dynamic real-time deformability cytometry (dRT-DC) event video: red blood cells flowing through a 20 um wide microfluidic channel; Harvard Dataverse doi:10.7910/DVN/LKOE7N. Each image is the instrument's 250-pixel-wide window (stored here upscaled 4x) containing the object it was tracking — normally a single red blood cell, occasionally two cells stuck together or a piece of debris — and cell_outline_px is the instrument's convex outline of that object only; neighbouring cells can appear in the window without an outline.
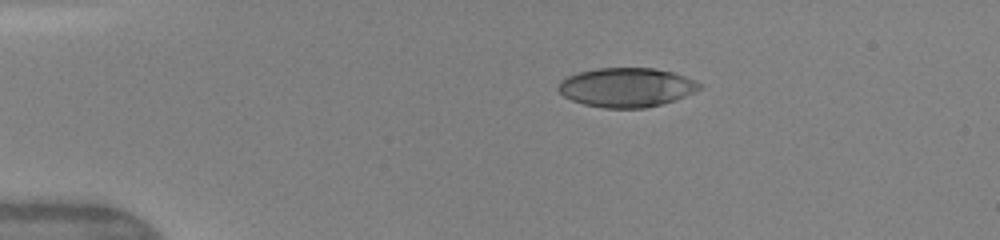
{"species": "human", "species_latin": "Homo sapiens", "temperature_condition": "warm", "stored_images_in_passage": 40, "camera_frame_rate_fps": 3000, "um_per_image_px": 0.085, "donor": {"sex": "female"}, "frame": {"image": 1, "passage_image": 1, "time_ms": 0.0, "image_size_px": [1000, 240], "cell_outline_px": [[704, 88], [684, 96], [660, 104], [644, 108], [604, 108], [584, 104], [572, 100], [564, 96], [556, 88], [560, 80], [576, 72], [596, 68], [656, 68], [672, 72], [696, 80], [704, 84]], "centroid_in_image_um": [53.25, 7.41], "position_along_channel_um": 31.7, "area_um2": 32.43}}
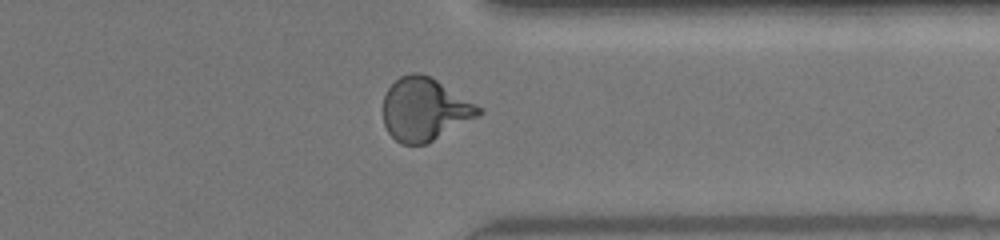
{"frame": {"image": 2, "passage_image": 30, "time_ms": 9.667, "image_size_px": [1000, 240], "cell_outline_px": [[484, 112], [480, 116], [428, 144], [400, 144], [388, 132], [384, 124], [384, 96], [388, 88], [400, 76], [412, 72], [420, 72], [432, 76], [484, 108]], "centroid_in_image_um": [36.15, 9.29], "position_along_channel_um": 375.3, "area_um2": 35.6}}
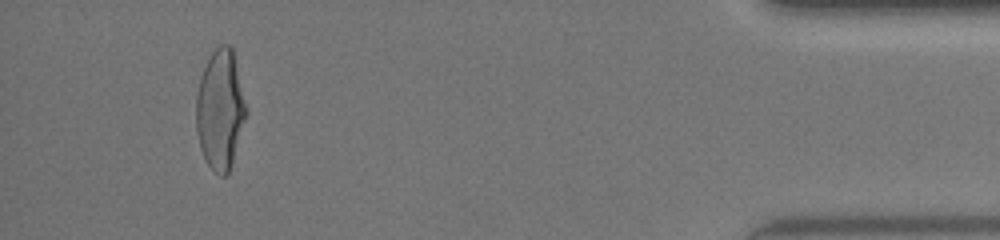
{"frame": {"image": 3, "passage_image": 37, "time_ms": 12.0, "image_size_px": [1000, 240], "cell_outline_px": [[248, 112], [228, 172], [224, 176], [220, 176], [208, 164], [200, 148], [196, 132], [196, 96], [200, 76], [212, 52], [220, 44], [228, 44], [232, 48], [248, 108]], "centroid_in_image_um": [18.72, 9.29], "position_along_channel_um": 416.5, "area_um2": 34.74}, "authors_computed_cell_mechanics": {"area_um2": 33.9575, "velocity_mm_per_s": 4.1861, "shape_relaxation_time_tau1_ms": 5.0738, "shape_relaxation_time_tau2_ms": 0.7469, "deformation_change_tau1": 0.2206, "deformation_change_tau2": 0.075}}